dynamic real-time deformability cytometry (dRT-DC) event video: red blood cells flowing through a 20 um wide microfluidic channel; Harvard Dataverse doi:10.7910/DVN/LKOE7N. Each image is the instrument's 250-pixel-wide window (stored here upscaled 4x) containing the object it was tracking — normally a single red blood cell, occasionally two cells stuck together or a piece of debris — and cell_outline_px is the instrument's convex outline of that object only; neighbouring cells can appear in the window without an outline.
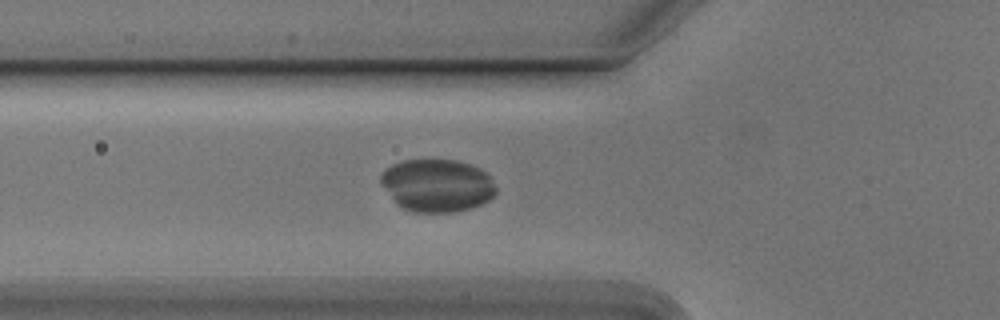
{"species": "Egyptian fruit bat (a non-hibernating species)", "species_latin": "Rousettus aegyptiacus", "temperature_condition": "cold", "stored_images_in_passage": 54, "camera_frame_rate_fps": 3000, "um_per_image_px": 0.085, "animal": {"sex": "male"}, "frame": {"image": 1, "passage_image": 19, "time_ms": 6.0, "image_size_px": [1000, 320], "cell_outline_px": [[496, 192], [488, 200], [480, 204], [456, 212], [412, 212], [400, 208], [396, 204], [380, 184], [380, 176], [392, 164], [404, 160], [456, 160], [472, 164], [480, 168], [488, 176], [496, 188]], "centroid_in_image_um": [37.11, 15.77], "position_along_channel_um": 88.7, "area_um2": 35.37}}
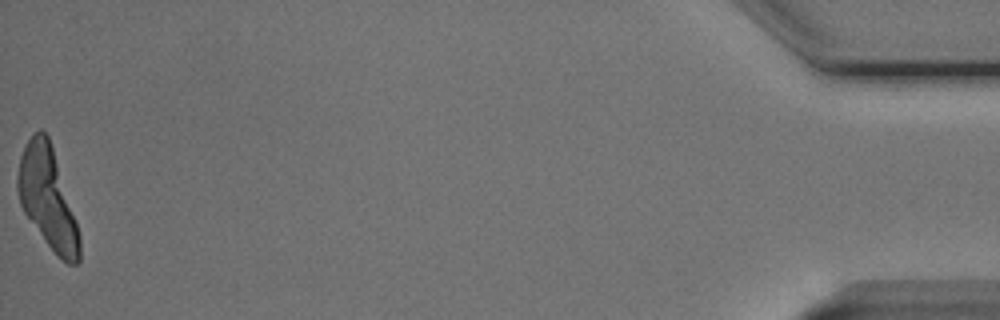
{"frame": {"image": 2, "passage_image": 54, "time_ms": 17.667, "image_size_px": [1000, 320], "cell_outline_px": [[80, 260], [76, 264], [68, 264], [48, 244], [24, 212], [20, 204], [16, 188], [16, 176], [20, 156], [24, 144], [40, 128], [48, 136], [52, 148], [80, 236]], "centroid_in_image_um": [4.0, 16.8], "position_along_channel_um": 431.2, "area_um2": 35.32}}